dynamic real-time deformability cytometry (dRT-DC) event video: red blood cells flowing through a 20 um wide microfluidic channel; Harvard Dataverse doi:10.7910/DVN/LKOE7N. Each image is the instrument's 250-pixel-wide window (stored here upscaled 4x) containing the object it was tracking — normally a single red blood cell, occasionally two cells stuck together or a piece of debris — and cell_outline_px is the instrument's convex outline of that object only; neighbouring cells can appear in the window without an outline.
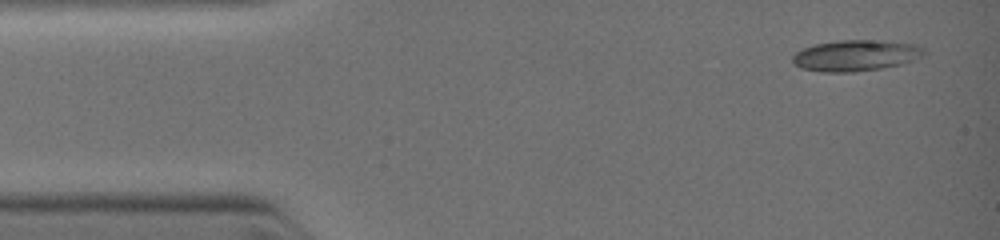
{"species": "common noctule bat (a hibernating species)", "species_latin": "Nyctalus noctula", "temperature_condition": "warm", "stored_images_in_passage": 23, "camera_frame_rate_fps": 3000, "um_per_image_px": 0.085, "animal": {"sex": "female", "body_mass_g": 19.0, "forearm_length_mm": 51.5}, "frame": {"image": 1, "passage_image": 1, "time_ms": 0.0, "image_size_px": [1000, 240], "cell_outline_px": [[928, 52], [924, 56], [916, 60], [904, 64], [880, 68], [852, 72], [820, 72], [800, 68], [792, 60], [792, 56], [796, 52], [804, 48], [816, 44], [840, 40], [872, 40], [908, 44], [924, 48]], "centroid_in_image_um": [72.75, 4.73], "position_along_channel_um": 12.2, "area_um2": 23.7}}
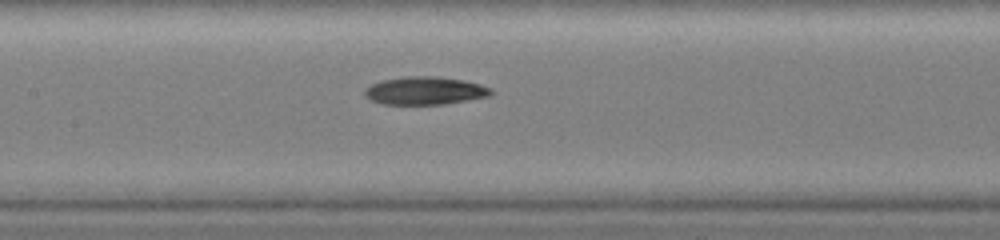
{"frame": {"image": 2, "passage_image": 15, "time_ms": 4.667, "image_size_px": [1000, 240], "cell_outline_px": [[492, 96], [444, 104], [384, 104], [372, 100], [364, 96], [364, 88], [372, 84], [384, 80], [408, 76], [436, 76], [464, 80], [480, 84], [492, 88]], "centroid_in_image_um": [36.15, 7.71], "position_along_channel_um": 171.2, "area_um2": 20.58}}
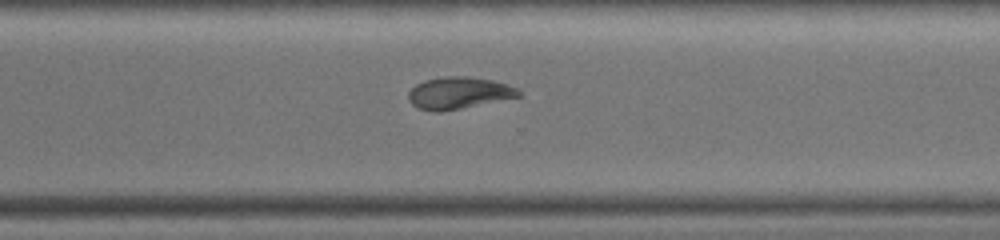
{"frame": {"image": 3, "passage_image": 23, "time_ms": 7.667, "image_size_px": [1000, 240], "cell_outline_px": [[520, 96], [440, 112], [432, 112], [416, 108], [408, 100], [408, 92], [416, 84], [424, 80], [444, 76], [468, 76], [492, 80], [516, 88], [520, 92]], "centroid_in_image_um": [38.91, 7.9], "position_along_channel_um": 331.7, "area_um2": 20.35}}